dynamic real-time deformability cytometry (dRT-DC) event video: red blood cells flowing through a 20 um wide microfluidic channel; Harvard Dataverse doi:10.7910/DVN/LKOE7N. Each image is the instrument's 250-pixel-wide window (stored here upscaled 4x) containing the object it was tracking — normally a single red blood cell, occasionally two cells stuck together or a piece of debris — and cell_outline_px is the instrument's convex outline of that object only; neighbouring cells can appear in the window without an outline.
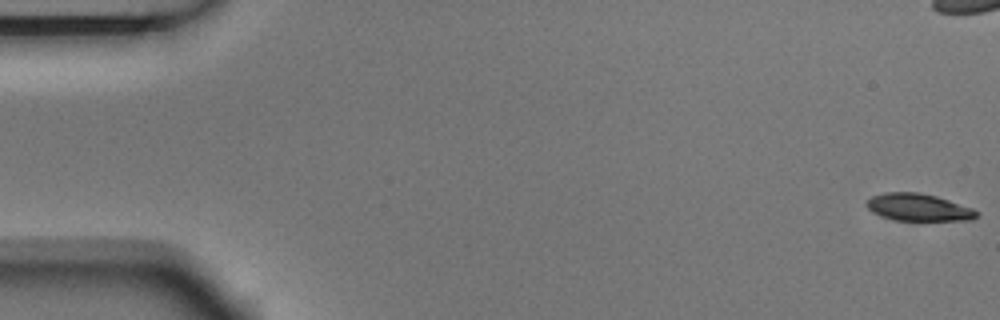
{"species": "Egyptian fruit bat (a non-hibernating species)", "species_latin": "Rousettus aegyptiacus", "temperature_condition": "room temperature", "stored_images_in_passage": 6, "camera_frame_rate_fps": 3000, "um_per_image_px": 0.085, "animal": {"sex": "male"}, "frame": {"image": 1, "passage_image": 1, "time_ms": 0.0, "image_size_px": [1000, 320], "cell_outline_px": [[980, 216], [972, 220], [892, 220], [872, 212], [864, 204], [864, 200], [872, 196], [884, 192], [920, 192], [936, 196], [972, 208], [980, 212]], "centroid_in_image_um": [78.04, 17.62], "position_along_channel_um": 7.0, "area_um2": 17.69}}